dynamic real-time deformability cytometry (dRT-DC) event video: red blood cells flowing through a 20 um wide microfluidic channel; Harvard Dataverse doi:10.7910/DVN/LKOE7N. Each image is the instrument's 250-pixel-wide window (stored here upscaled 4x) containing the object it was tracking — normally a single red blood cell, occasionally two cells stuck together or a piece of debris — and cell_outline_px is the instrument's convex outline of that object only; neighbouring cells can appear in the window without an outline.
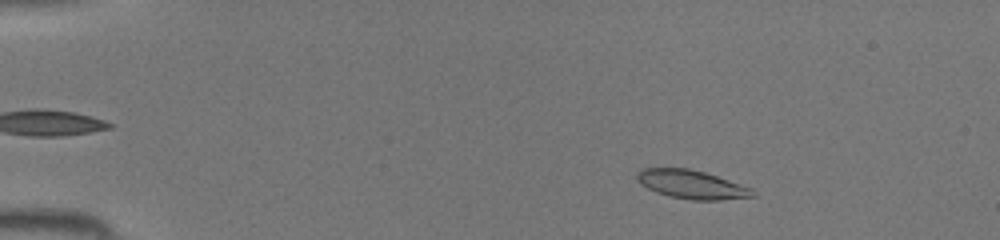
{"species": "common noctule bat (a hibernating species)", "species_latin": "Nyctalus noctula", "temperature_condition": "room temperature", "stored_images_in_passage": 43, "camera_frame_rate_fps": 3000, "um_per_image_px": 0.085, "animal": {"sex": "female", "body_mass_g": 19.5, "forearm_length_mm": 54.1}, "frame": {"image": 1, "passage_image": 6, "time_ms": 1.667, "image_size_px": [1000, 240], "cell_outline_px": [[756, 196], [720, 200], [692, 200], [672, 196], [656, 192], [640, 184], [636, 180], [636, 172], [640, 168], [688, 168], [704, 172], [752, 188]], "centroid_in_image_um": [58.75, 15.67], "position_along_channel_um": 26.2, "area_um2": 19.19}}
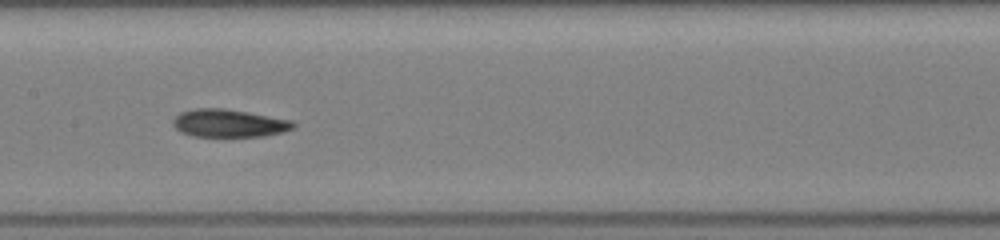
{"frame": {"image": 2, "passage_image": 22, "time_ms": 7.0, "image_size_px": [1000, 240], "cell_outline_px": [[296, 124], [292, 128], [284, 132], [264, 136], [192, 136], [180, 132], [172, 124], [172, 120], [180, 112], [196, 108], [224, 108], [248, 112], [292, 120]], "centroid_in_image_um": [19.45, 10.47], "position_along_channel_um": 188.0, "area_um2": 19.54}}
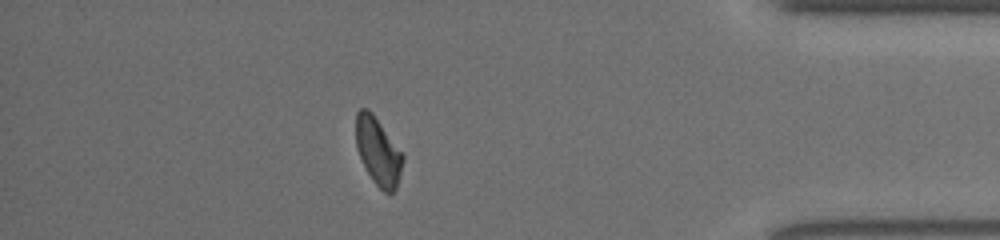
{"frame": {"image": 3, "passage_image": 38, "time_ms": 12.333, "image_size_px": [1000, 240], "cell_outline_px": [[404, 160], [396, 188], [392, 192], [384, 192], [372, 180], [356, 148], [356, 112], [360, 108], [368, 108], [372, 112], [404, 156]], "centroid_in_image_um": [32.13, 12.84], "position_along_channel_um": 403.1, "area_um2": 18.15}}